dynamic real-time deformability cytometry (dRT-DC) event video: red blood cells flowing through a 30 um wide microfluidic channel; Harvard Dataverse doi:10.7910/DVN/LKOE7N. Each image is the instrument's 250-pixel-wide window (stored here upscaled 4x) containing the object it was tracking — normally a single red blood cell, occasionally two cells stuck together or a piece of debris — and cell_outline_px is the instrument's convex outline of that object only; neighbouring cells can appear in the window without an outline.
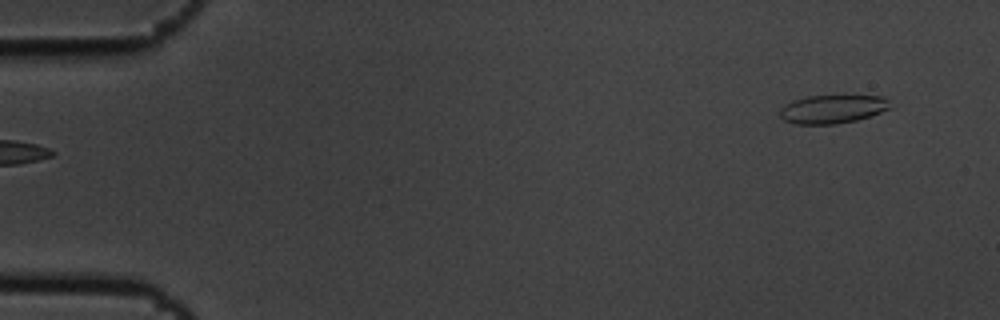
{"species": "common noctule bat (a hibernating species)", "species_latin": "Nyctalus noctula", "temperature_condition": "cold", "stored_images_in_passage": 6, "segment_of_instrument_passage": [2, 2], "camera_frame_rate_fps": 3000, "um_per_image_px": 0.085, "animal": {"sex": "male", "body_mass_g": 19.5, "forearm_length_mm": 54.6}, "frame": {"image": 1, "passage_image": 6, "time_ms": 1.667, "image_size_px": [1000, 320], "cell_outline_px": [[892, 108], [856, 120], [836, 124], [796, 124], [784, 120], [780, 116], [780, 108], [784, 104], [792, 100], [808, 96], [844, 92], [884, 96], [888, 100]], "centroid_in_image_um": [70.8, 9.2], "position_along_channel_um": 14.2, "area_um2": 19.36}}